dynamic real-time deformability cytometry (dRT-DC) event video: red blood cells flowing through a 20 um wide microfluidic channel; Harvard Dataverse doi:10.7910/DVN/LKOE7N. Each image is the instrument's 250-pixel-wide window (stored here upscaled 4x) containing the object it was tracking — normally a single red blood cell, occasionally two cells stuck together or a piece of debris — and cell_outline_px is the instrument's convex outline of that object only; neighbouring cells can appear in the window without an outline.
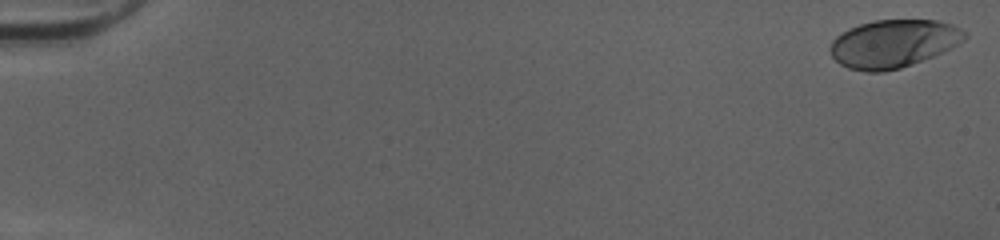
{"species": "human", "species_latin": "Homo sapiens", "temperature_condition": "cold", "stored_images_in_passage": 52, "camera_frame_rate_fps": 3000, "um_per_image_px": 0.085, "donor": {"sex": "female"}, "frame": {"image": 1, "passage_image": 1, "time_ms": 0.0, "image_size_px": [1000, 240], "cell_outline_px": [[968, 36], [964, 40], [932, 56], [912, 64], [900, 68], [884, 72], [864, 72], [848, 68], [840, 64], [832, 56], [828, 48], [832, 40], [836, 36], [848, 28], [860, 24], [876, 20], [936, 20], [952, 24], [968, 32]], "centroid_in_image_um": [75.9, 3.71], "position_along_channel_um": 9.1, "area_um2": 37.57}}
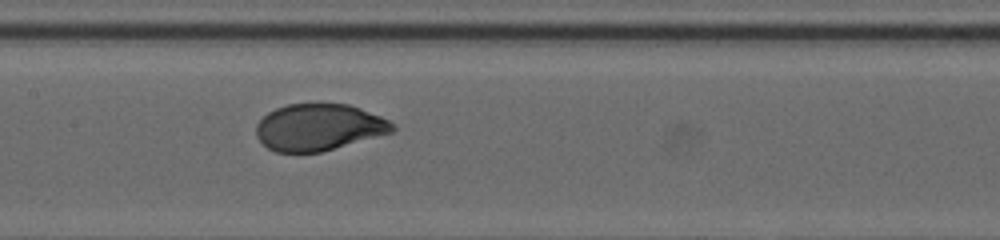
{"frame": {"image": 2, "passage_image": 27, "time_ms": 8.667, "image_size_px": [1000, 240], "cell_outline_px": [[396, 128], [392, 132], [320, 152], [276, 152], [268, 148], [256, 136], [256, 124], [268, 112], [276, 108], [288, 104], [348, 104], [360, 108], [380, 116], [388, 120]], "centroid_in_image_um": [27.07, 10.81], "position_along_channel_um": 180.3, "area_um2": 36.7}}
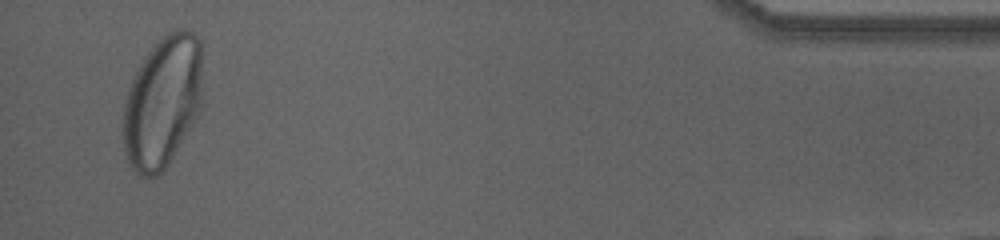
{"frame": {"image": 3, "passage_image": 50, "time_ms": 16.333, "image_size_px": [1000, 240], "cell_outline_px": [[204, 104], [168, 164], [156, 176], [148, 180], [140, 176], [132, 168], [128, 160], [124, 148], [124, 100], [128, 88], [144, 56], [168, 32], [180, 28], [188, 28], [200, 40]], "centroid_in_image_um": [13.85, 8.65], "position_along_channel_um": 421.3, "area_um2": 61.38}, "authors_computed_cell_mechanics": {"area_um2": 38.2058, "velocity_mm_per_s": 4.025, "shape_relaxation_time_tau1_ms": 2.6912, "shape_relaxation_time_tau2_ms": null, "deformation_change_tau1": 0.1627, "deformation_change_tau2": null}}